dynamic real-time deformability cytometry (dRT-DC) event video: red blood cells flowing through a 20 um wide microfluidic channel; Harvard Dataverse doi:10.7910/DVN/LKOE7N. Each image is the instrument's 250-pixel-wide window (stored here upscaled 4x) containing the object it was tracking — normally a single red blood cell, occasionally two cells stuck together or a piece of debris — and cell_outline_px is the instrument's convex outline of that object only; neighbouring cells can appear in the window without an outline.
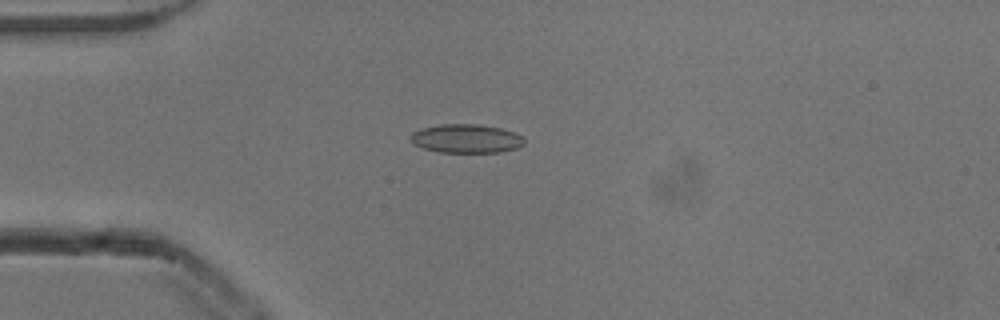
{"species": "common noctule bat (a hibernating species)", "species_latin": "Nyctalus noctula", "temperature_condition": "cold", "stored_images_in_passage": 40, "camera_frame_rate_fps": 3000, "um_per_image_px": 0.085, "animal": {"sex": "male", "body_mass_g": 13.3}, "frame": {"image": 1, "passage_image": 1, "time_ms": 0.0, "image_size_px": [1000, 320], "cell_outline_px": [[524, 144], [520, 148], [500, 152], [440, 152], [424, 148], [416, 144], [408, 136], [412, 132], [420, 128], [440, 124], [480, 124], [500, 128], [524, 136]], "centroid_in_image_um": [39.65, 11.77], "position_along_channel_um": 45.3, "area_um2": 19.13}}
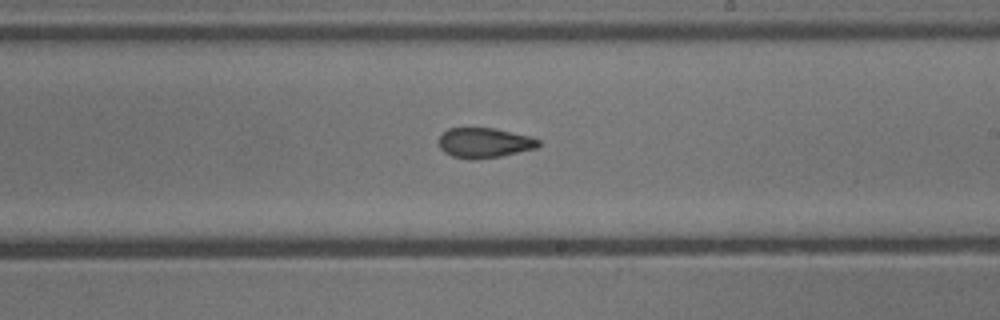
{"frame": {"image": 2, "passage_image": 18, "time_ms": 5.667, "image_size_px": [1000, 320], "cell_outline_px": [[540, 144], [536, 148], [500, 156], [472, 160], [452, 156], [444, 152], [440, 148], [440, 136], [448, 128], [496, 128], [532, 136], [540, 140]], "centroid_in_image_um": [41.19, 12.13], "position_along_channel_um": 247.8, "area_um2": 17.46}}
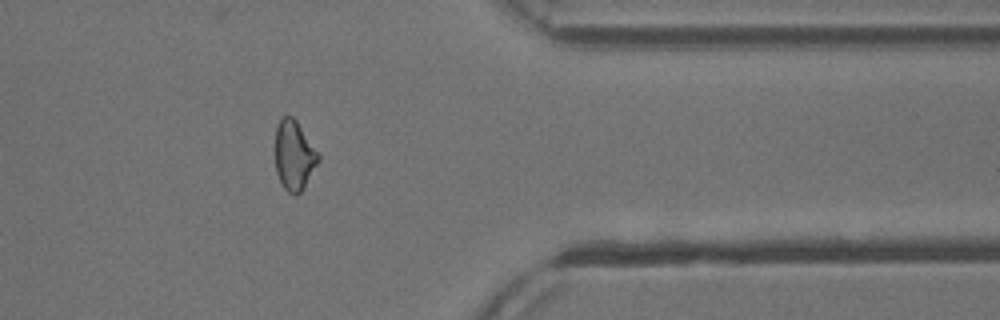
{"frame": {"image": 3, "passage_image": 30, "time_ms": 9.667, "image_size_px": [1000, 320], "cell_outline_px": [[320, 160], [304, 188], [296, 196], [292, 196], [280, 184], [276, 172], [276, 128], [280, 120], [284, 116], [292, 116], [296, 120], [320, 156]], "centroid_in_image_um": [25.0, 13.26], "position_along_channel_um": 386.4, "area_um2": 17.46}, "authors_computed_cell_mechanics": {"area_um2": 18.1203, "velocity_mm_per_s": 3.8826, "shape_relaxation_time_tau1_ms": null, "shape_relaxation_time_tau2_ms": 2.0753, "deformation_change_tau1": null, "deformation_change_tau2": 0.0703}}